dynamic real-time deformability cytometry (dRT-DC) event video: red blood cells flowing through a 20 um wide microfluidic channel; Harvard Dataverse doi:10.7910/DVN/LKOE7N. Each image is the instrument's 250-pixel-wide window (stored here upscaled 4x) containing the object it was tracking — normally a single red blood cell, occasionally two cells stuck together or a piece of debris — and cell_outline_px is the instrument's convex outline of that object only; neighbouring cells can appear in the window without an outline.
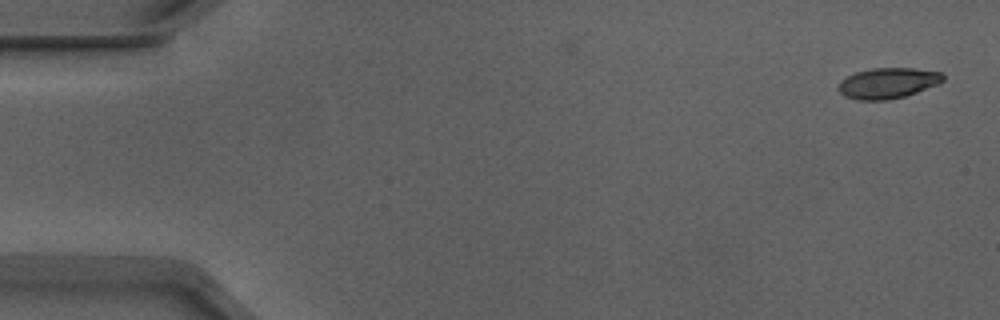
{"species": "Egyptian fruit bat (a non-hibernating species)", "species_latin": "Rousettus aegyptiacus", "temperature_condition": "warm", "stored_images_in_passage": 7, "camera_frame_rate_fps": 3000, "um_per_image_px": 0.085, "animal": {"sex": "male"}, "frame": {"image": 1, "passage_image": 1, "time_ms": 0.0, "image_size_px": [1000, 320], "cell_outline_px": [[944, 80], [936, 84], [916, 92], [904, 96], [888, 100], [860, 100], [844, 96], [840, 92], [840, 80], [856, 72], [872, 68], [912, 68], [940, 72], [944, 76]], "centroid_in_image_um": [75.45, 7.06], "position_along_channel_um": 9.5, "area_um2": 18.38}}